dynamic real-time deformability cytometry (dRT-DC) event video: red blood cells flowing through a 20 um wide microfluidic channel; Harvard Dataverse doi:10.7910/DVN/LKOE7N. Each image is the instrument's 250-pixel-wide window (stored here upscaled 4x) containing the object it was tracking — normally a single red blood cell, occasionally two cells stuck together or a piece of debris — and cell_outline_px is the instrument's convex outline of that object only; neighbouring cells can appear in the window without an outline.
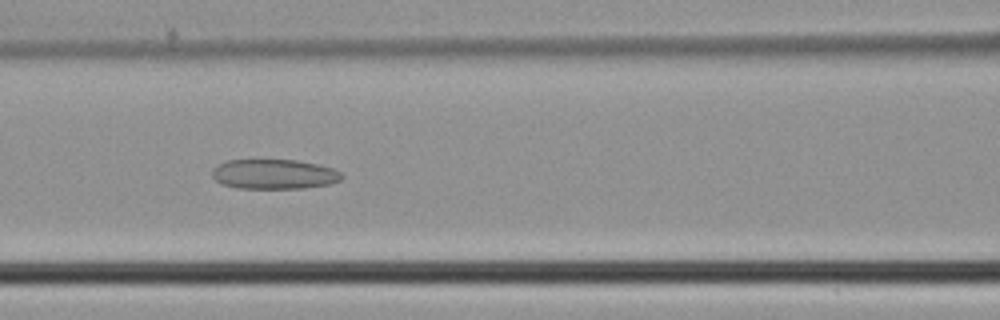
{"species": "common noctule bat (a hibernating species)", "species_latin": "Nyctalus noctula", "temperature_condition": "cold", "stored_images_in_passage": 40, "camera_frame_rate_fps": 3000, "um_per_image_px": 0.085, "animal": {"sex": "male", "body_mass_g": 21.5, "forearm_length_mm": 52.0}, "frame": {"image": 1, "passage_image": 14, "time_ms": 4.333, "image_size_px": [1000, 320], "cell_outline_px": [[344, 176], [340, 180], [328, 184], [304, 188], [236, 188], [220, 184], [212, 176], [212, 168], [216, 164], [228, 160], [296, 160], [316, 164], [332, 168], [340, 172]], "centroid_in_image_um": [23.25, 14.8], "position_along_channel_um": 143.4, "area_um2": 22.54}}
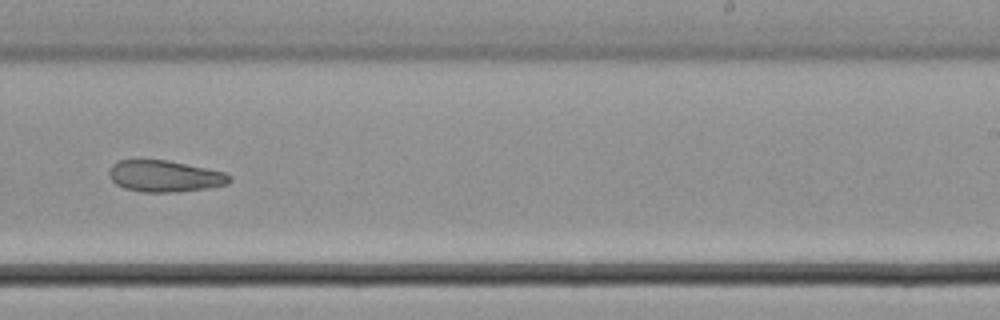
{"frame": {"image": 2, "passage_image": 23, "time_ms": 7.333, "image_size_px": [1000, 320], "cell_outline_px": [[232, 180], [228, 184], [208, 188], [176, 192], [140, 192], [124, 188], [116, 184], [108, 176], [108, 172], [112, 164], [120, 160], [168, 160], [224, 172], [232, 176]], "centroid_in_image_um": [14.0, 14.98], "position_along_channel_um": 275.0, "area_um2": 22.2}}
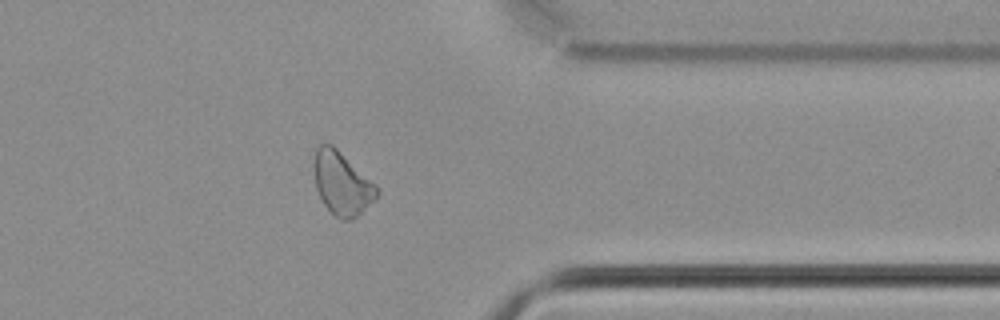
{"frame": {"image": 3, "passage_image": 31, "time_ms": 10.0, "image_size_px": [1000, 320], "cell_outline_px": [[380, 192], [376, 200], [352, 220], [340, 220], [324, 204], [316, 188], [312, 164], [316, 148], [320, 144], [332, 144], [376, 184]], "centroid_in_image_um": [29.07, 15.59], "position_along_channel_um": 382.3, "area_um2": 23.29}}